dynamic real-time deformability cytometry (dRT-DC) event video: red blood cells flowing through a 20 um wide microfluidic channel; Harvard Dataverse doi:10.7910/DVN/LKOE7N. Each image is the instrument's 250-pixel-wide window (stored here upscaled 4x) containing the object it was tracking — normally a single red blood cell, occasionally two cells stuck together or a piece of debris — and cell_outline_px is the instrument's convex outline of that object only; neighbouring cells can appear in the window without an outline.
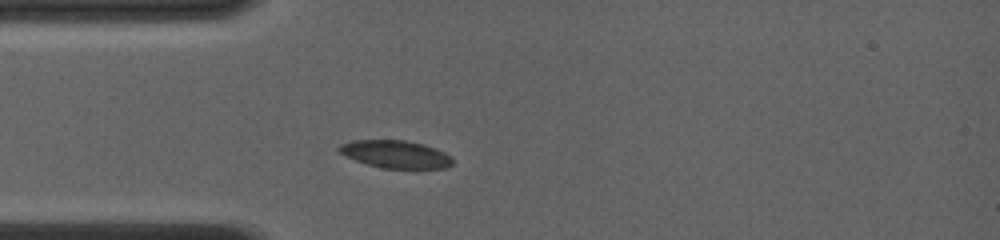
{"species": "common noctule bat (a hibernating species)", "species_latin": "Nyctalus noctula", "temperature_condition": "room temperature", "stored_images_in_passage": 26, "camera_frame_rate_fps": 4000, "um_per_image_px": 0.085, "animal": {"sex": "female", "body_mass_g": 19.0, "forearm_length_mm": 56.7}, "frame": {"image": 1, "passage_image": 5, "time_ms": 1.75, "image_size_px": [1000, 240], "cell_outline_px": [[452, 164], [448, 168], [384, 168], [368, 164], [356, 160], [340, 152], [336, 148], [340, 144], [352, 140], [404, 140], [424, 144], [436, 148], [452, 156]], "centroid_in_image_um": [33.65, 13.1], "position_along_channel_um": 51.3, "area_um2": 18.21}}
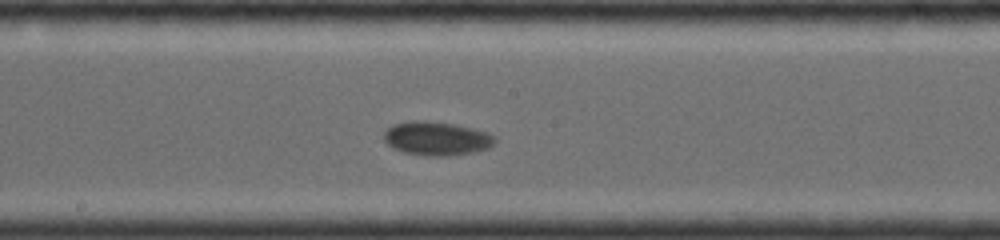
{"frame": {"image": 2, "passage_image": 15, "time_ms": 6.0, "image_size_px": [1000, 240], "cell_outline_px": [[496, 140], [488, 148], [472, 152], [448, 156], [428, 156], [404, 152], [388, 144], [384, 140], [384, 132], [392, 124], [412, 120], [424, 120], [452, 124], [472, 128], [488, 132], [496, 136]], "centroid_in_image_um": [37.11, 11.76], "position_along_channel_um": 211.1, "area_um2": 21.73}}
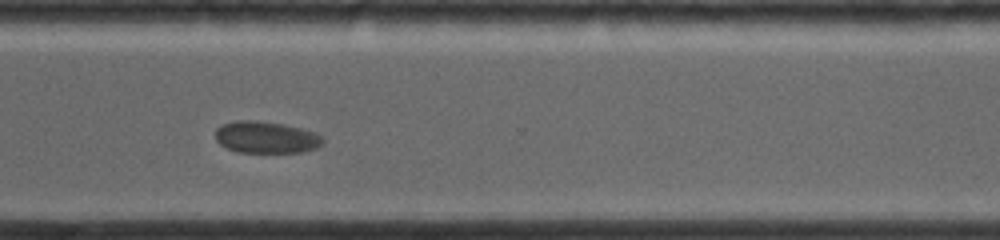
{"frame": {"image": 3, "passage_image": 22, "time_ms": 9.5, "image_size_px": [1000, 240], "cell_outline_px": [[324, 144], [316, 148], [300, 152], [236, 152], [220, 144], [216, 140], [216, 128], [220, 124], [236, 120], [256, 120], [284, 124], [300, 128], [324, 136]], "centroid_in_image_um": [22.61, 11.66], "position_along_channel_um": 348.0, "area_um2": 20.06}, "authors_computed_cell_mechanics": {"area_um2": 19.7965, "velocity_mm_per_s": 3.8939, "shape_relaxation_time_tau1_ms": 2.35, "shape_relaxation_time_tau2_ms": 1.7007, "deformation_change_tau1": 0.0481, "deformation_change_tau2": 0.0264}}